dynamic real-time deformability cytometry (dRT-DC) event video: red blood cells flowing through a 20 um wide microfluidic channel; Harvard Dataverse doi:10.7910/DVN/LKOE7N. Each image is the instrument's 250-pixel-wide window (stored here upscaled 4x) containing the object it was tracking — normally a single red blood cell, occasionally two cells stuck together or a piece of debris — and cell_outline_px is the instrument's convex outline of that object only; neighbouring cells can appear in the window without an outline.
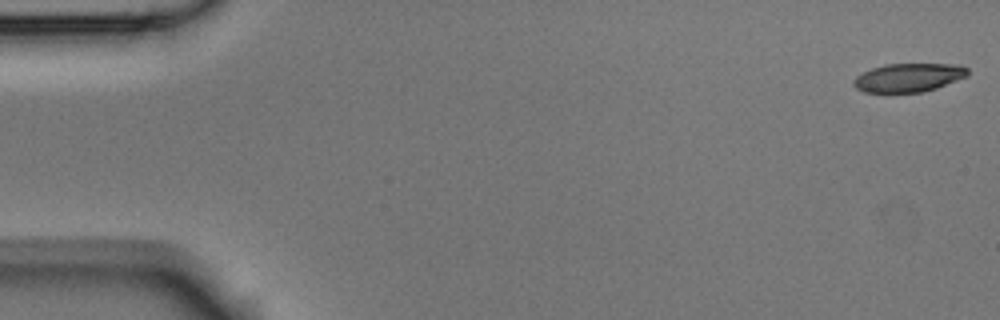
{"species": "Egyptian fruit bat (a non-hibernating species)", "species_latin": "Rousettus aegyptiacus", "temperature_condition": "room temperature", "stored_images_in_passage": 49, "camera_frame_rate_fps": 3000, "um_per_image_px": 0.085, "animal": {"sex": "male"}, "frame": {"image": 1, "passage_image": 1, "time_ms": 0.0, "image_size_px": [1000, 320], "cell_outline_px": [[968, 76], [936, 88], [924, 92], [888, 96], [864, 92], [856, 88], [852, 84], [852, 80], [856, 76], [872, 68], [884, 64], [960, 64], [968, 68]], "centroid_in_image_um": [77.17, 6.65], "position_along_channel_um": 7.8, "area_um2": 19.94}}
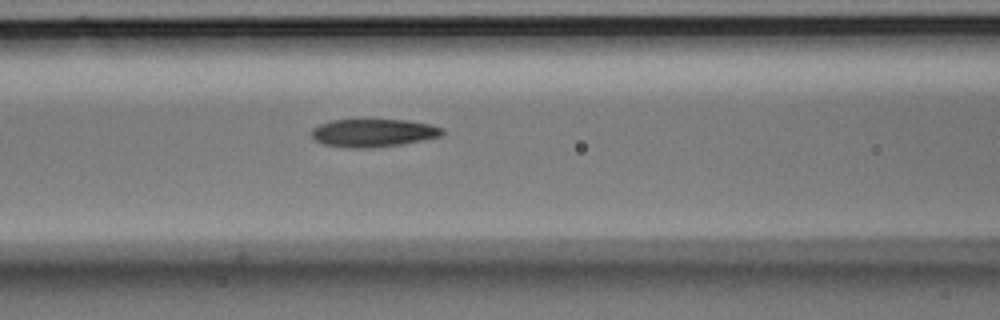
{"frame": {"image": 2, "passage_image": 22, "time_ms": 7.0, "image_size_px": [1000, 320], "cell_outline_px": [[444, 132], [440, 136], [400, 144], [372, 148], [348, 148], [324, 144], [316, 140], [312, 136], [312, 128], [320, 124], [332, 120], [368, 116], [408, 120], [432, 124], [444, 128]], "centroid_in_image_um": [31.72, 11.23], "position_along_channel_um": 134.9, "area_um2": 22.31}}
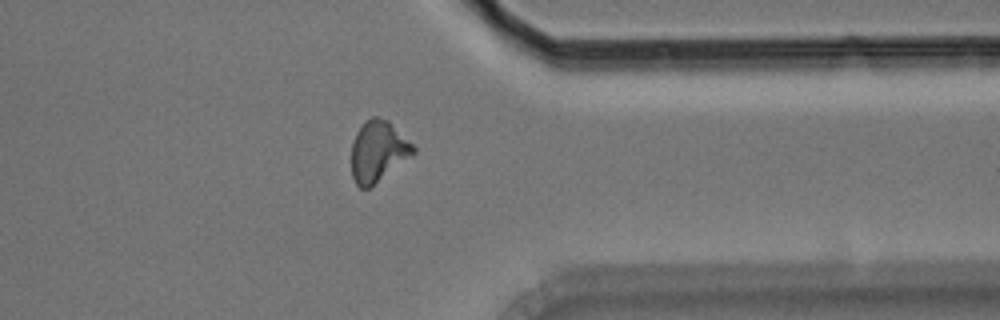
{"frame": {"image": 3, "passage_image": 42, "time_ms": 13.667, "image_size_px": [1000, 320], "cell_outline_px": [[416, 152], [368, 188], [360, 188], [356, 184], [352, 176], [352, 140], [356, 132], [372, 116], [376, 116], [388, 120], [416, 148]], "centroid_in_image_um": [32.12, 12.85], "position_along_channel_um": 379.3, "area_um2": 21.44}}